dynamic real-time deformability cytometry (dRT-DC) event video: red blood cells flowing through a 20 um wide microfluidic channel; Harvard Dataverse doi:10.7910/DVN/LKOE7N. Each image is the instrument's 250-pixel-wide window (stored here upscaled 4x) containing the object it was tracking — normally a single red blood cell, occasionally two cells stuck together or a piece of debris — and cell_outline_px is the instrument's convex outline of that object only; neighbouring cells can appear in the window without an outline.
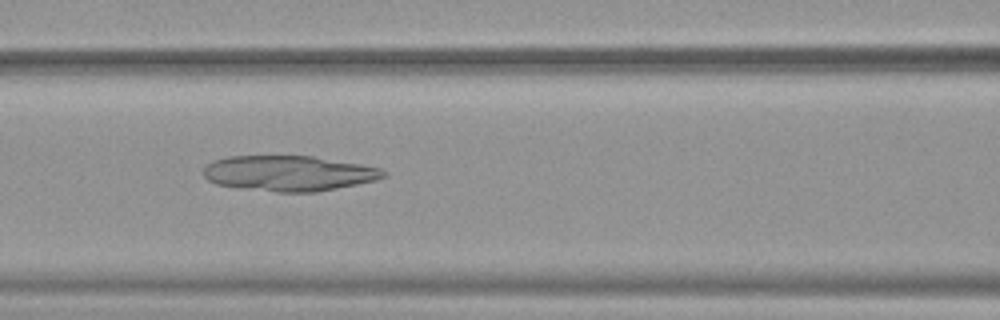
{"species": "common noctule bat (a hibernating species)", "species_latin": "Nyctalus noctula", "temperature_condition": "warm", "stored_images_in_passage": 51, "camera_frame_rate_fps": 3000, "um_per_image_px": 0.085, "animal": {"sex": "female", "body_mass_g": 19.9}, "frame": {"image": 1, "passage_image": 22, "time_ms": 7.0, "image_size_px": [1000, 320], "cell_outline_px": [[388, 176], [376, 180], [316, 192], [276, 192], [240, 188], [216, 184], [208, 180], [204, 176], [204, 168], [212, 160], [228, 156], [312, 156], [360, 164], [380, 168], [388, 172]], "centroid_in_image_um": [24.55, 14.73], "position_along_channel_um": 142.1, "area_um2": 37.17}}
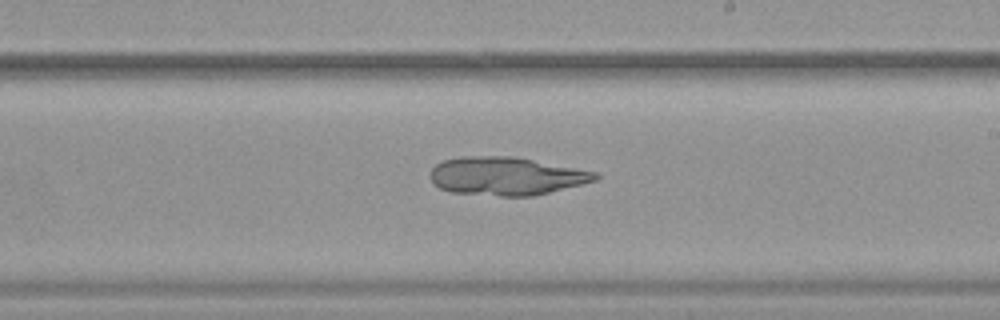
{"frame": {"image": 2, "passage_image": 30, "time_ms": 9.667, "image_size_px": [1000, 320], "cell_outline_px": [[600, 176], [596, 180], [532, 196], [500, 196], [452, 192], [440, 188], [428, 176], [432, 168], [436, 164], [444, 160], [460, 156], [512, 156], [596, 172]], "centroid_in_image_um": [42.98, 14.96], "position_along_channel_um": 246.0, "area_um2": 36.36}}
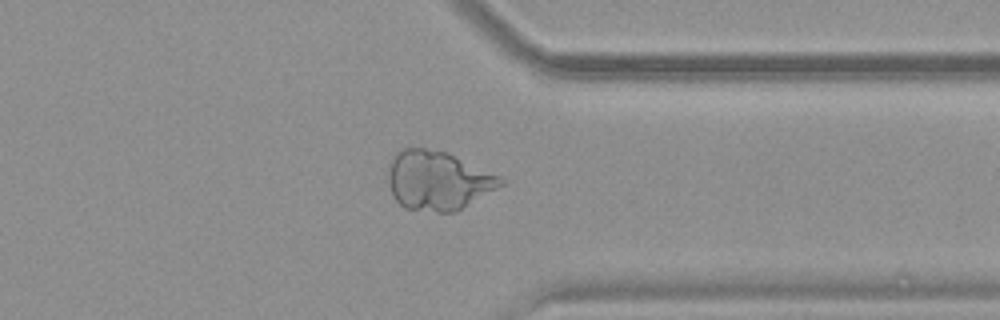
{"frame": {"image": 3, "passage_image": 40, "time_ms": 13.0, "image_size_px": [1000, 320], "cell_outline_px": [[504, 184], [456, 212], [436, 212], [404, 208], [392, 196], [388, 180], [388, 172], [392, 156], [400, 148], [424, 148], [448, 152], [500, 176], [504, 180]], "centroid_in_image_um": [37.2, 15.34], "position_along_channel_um": 374.2, "area_um2": 38.84}}